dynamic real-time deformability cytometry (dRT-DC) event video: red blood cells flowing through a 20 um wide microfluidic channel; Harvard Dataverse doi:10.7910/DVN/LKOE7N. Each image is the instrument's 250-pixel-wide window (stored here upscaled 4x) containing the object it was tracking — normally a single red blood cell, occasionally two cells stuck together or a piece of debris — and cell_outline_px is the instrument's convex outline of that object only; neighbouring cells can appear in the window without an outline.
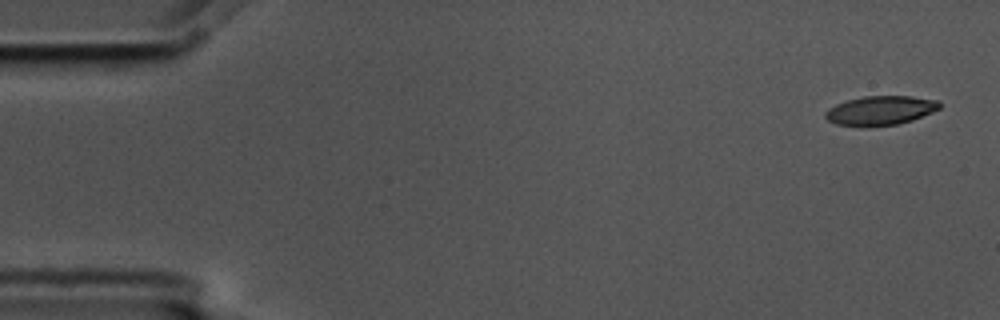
{"species": "common noctule bat (a hibernating species)", "species_latin": "Nyctalus noctula", "temperature_condition": "cold", "stored_images_in_passage": 5, "camera_frame_rate_fps": 3000, "um_per_image_px": 0.085, "animal": {"sex": "male", "body_mass_g": 17.5, "forearm_length_mm": 52.3}, "frame": {"image": 1, "passage_image": 1, "time_ms": 0.0, "image_size_px": [1000, 320], "cell_outline_px": [[940, 108], [932, 112], [912, 120], [896, 124], [836, 124], [828, 120], [824, 116], [824, 112], [828, 108], [836, 104], [848, 100], [864, 96], [912, 96], [940, 100]], "centroid_in_image_um": [74.87, 9.34], "position_along_channel_um": 10.1, "area_um2": 18.84}}
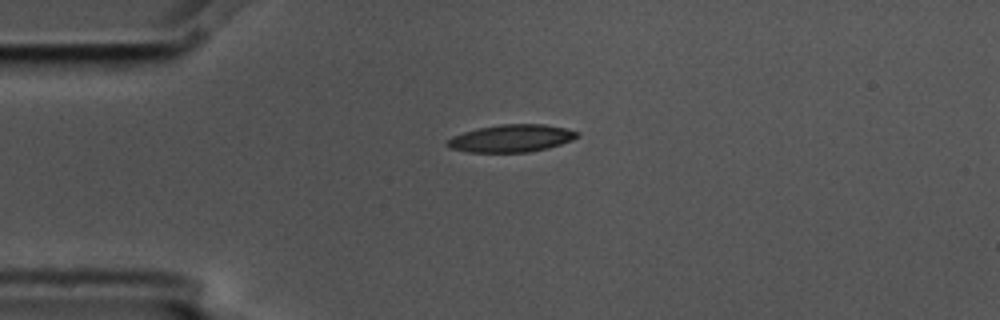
{"frame": {"image": 2, "passage_image": 4, "time_ms": 1.0, "image_size_px": [1000, 320], "cell_outline_px": [[580, 136], [572, 140], [548, 148], [528, 152], [468, 152], [448, 148], [444, 144], [452, 136], [464, 132], [480, 128], [500, 124], [544, 124], [564, 128], [580, 132]], "centroid_in_image_um": [43.46, 11.76], "position_along_channel_um": 41.5, "area_um2": 20.81}}